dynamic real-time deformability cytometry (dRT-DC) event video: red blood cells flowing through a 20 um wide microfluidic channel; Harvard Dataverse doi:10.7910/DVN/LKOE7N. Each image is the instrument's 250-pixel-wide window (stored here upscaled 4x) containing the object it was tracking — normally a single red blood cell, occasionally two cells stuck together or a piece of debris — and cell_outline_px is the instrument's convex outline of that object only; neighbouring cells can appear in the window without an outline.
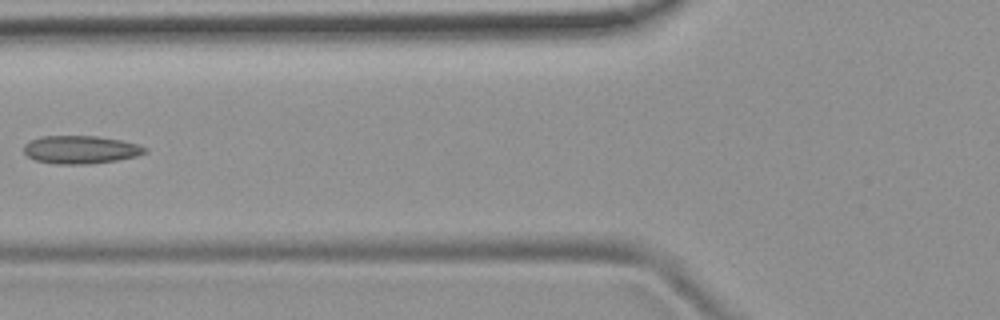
{"species": "common noctule bat (a hibernating species)", "species_latin": "Nyctalus noctula", "temperature_condition": "room temperature", "stored_images_in_passage": 5, "camera_frame_rate_fps": 3000, "um_per_image_px": 0.085, "animal": {"sex": "female", "body_mass_g": 19.9}, "frame": {"image": 1, "passage_image": 4, "time_ms": 5.667, "image_size_px": [1000, 320], "cell_outline_px": [[148, 152], [136, 156], [116, 160], [88, 164], [56, 164], [36, 160], [28, 156], [24, 152], [24, 144], [32, 140], [44, 136], [96, 136], [120, 140], [136, 144], [148, 148]], "centroid_in_image_um": [6.86, 12.72], "position_along_channel_um": 118.9, "area_um2": 19.59}}
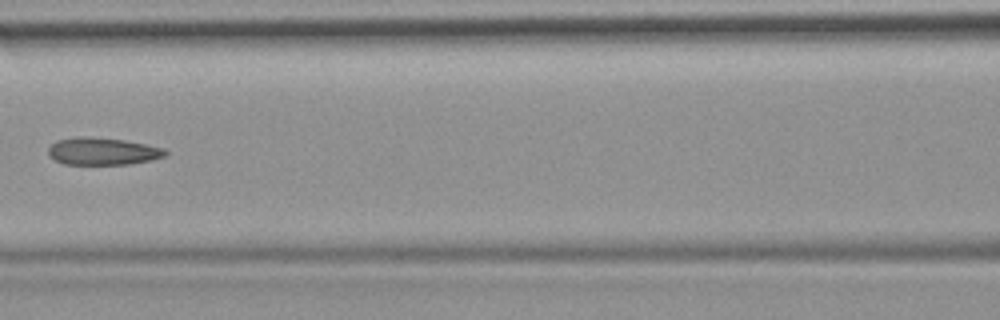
{"frame": {"image": 2, "passage_image": 5, "time_ms": 6.667, "image_size_px": [1000, 320], "cell_outline_px": [[168, 156], [152, 160], [132, 164], [64, 164], [48, 156], [48, 148], [56, 140], [80, 136], [84, 136], [124, 140], [164, 148], [168, 152]], "centroid_in_image_um": [8.74, 12.86], "position_along_channel_um": 157.9, "area_um2": 18.73}}